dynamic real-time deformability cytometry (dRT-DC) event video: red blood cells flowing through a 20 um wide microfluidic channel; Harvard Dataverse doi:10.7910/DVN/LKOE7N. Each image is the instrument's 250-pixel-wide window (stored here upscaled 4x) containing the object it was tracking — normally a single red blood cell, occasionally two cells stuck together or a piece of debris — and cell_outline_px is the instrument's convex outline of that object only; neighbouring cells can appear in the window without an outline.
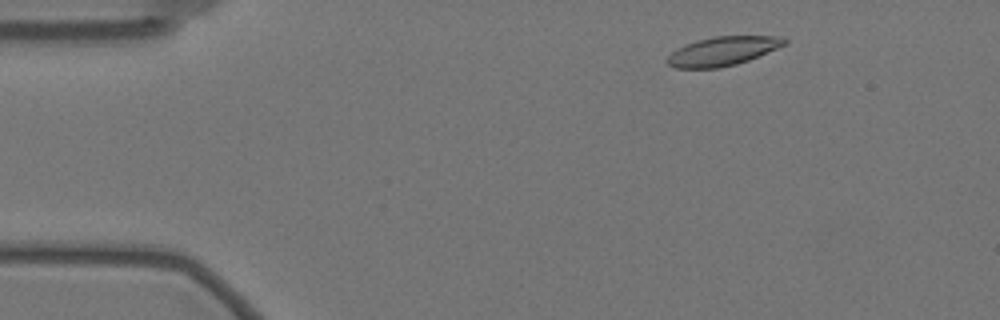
{"species": "Egyptian fruit bat (a non-hibernating species)", "species_latin": "Rousettus aegyptiacus", "temperature_condition": "warm", "stored_images_in_passage": 55, "camera_frame_rate_fps": 3000, "um_per_image_px": 0.085, "animal": {"sex": "female"}, "frame": {"image": 1, "passage_image": 5, "time_ms": 1.333, "image_size_px": [1000, 320], "cell_outline_px": [[788, 44], [748, 60], [736, 64], [720, 68], [676, 68], [668, 64], [664, 60], [676, 48], [684, 44], [696, 40], [716, 36], [780, 36], [788, 40]], "centroid_in_image_um": [61.42, 4.34], "position_along_channel_um": 23.6, "area_um2": 19.94}}
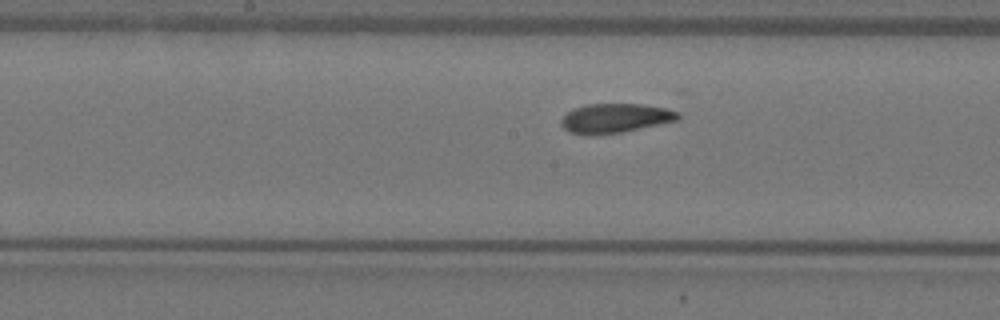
{"frame": {"image": 2, "passage_image": 26, "time_ms": 8.333, "image_size_px": [1000, 320], "cell_outline_px": [[680, 120], [620, 132], [592, 136], [588, 136], [568, 132], [560, 124], [560, 120], [572, 108], [588, 104], [640, 104], [668, 108], [680, 112]], "centroid_in_image_um": [52.28, 10.05], "position_along_channel_um": 195.9, "area_um2": 20.23}}
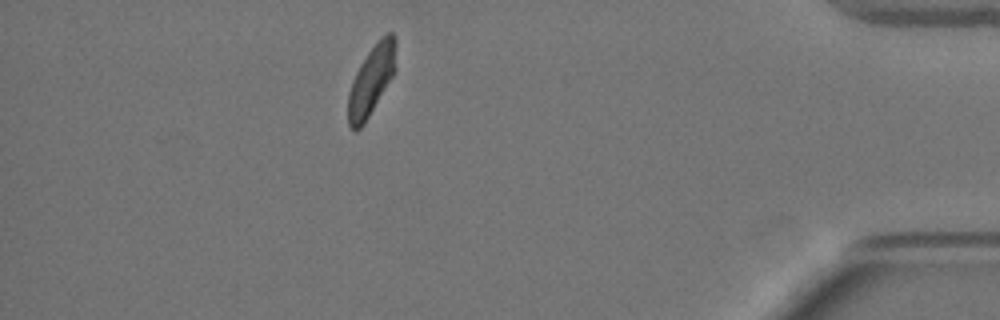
{"frame": {"image": 3, "passage_image": 48, "time_ms": 15.667, "image_size_px": [1000, 320], "cell_outline_px": [[396, 68], [392, 76], [364, 124], [360, 128], [352, 128], [348, 124], [348, 92], [352, 80], [360, 64], [368, 52], [380, 36], [388, 32], [392, 32], [396, 40]], "centroid_in_image_um": [31.57, 6.76], "position_along_channel_um": 403.6, "area_um2": 19.25}, "authors_computed_cell_mechanics": {"area_um2": 20.0566, "velocity_mm_per_s": 3.4888, "shape_relaxation_time_tau1_ms": 3.0527, "shape_relaxation_time_tau2_ms": 1.5805, "deformation_change_tau1": 0.1344, "deformation_change_tau2": 0.0787}}